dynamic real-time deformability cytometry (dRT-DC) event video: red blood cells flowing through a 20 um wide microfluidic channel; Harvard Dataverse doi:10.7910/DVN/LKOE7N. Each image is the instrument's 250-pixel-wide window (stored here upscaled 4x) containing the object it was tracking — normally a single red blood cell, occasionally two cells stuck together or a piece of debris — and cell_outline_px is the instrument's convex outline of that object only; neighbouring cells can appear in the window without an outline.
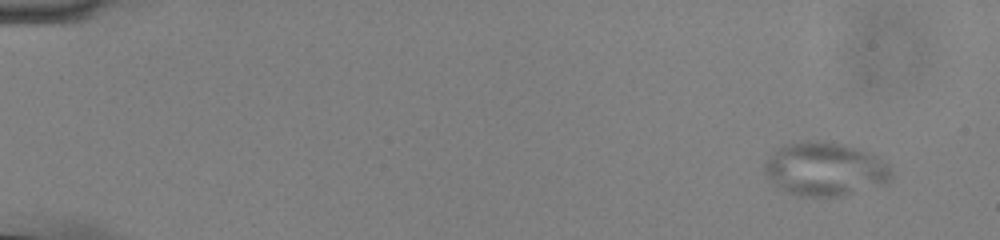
{"species": "common noctule bat (a hibernating species)", "species_latin": "Nyctalus noctula", "temperature_condition": "cold", "stored_images_in_passage": 56, "camera_frame_rate_fps": 3000, "um_per_image_px": 0.085, "animal": {"sex": "male", "body_mass_g": 13.0, "forearm_length_mm": 53.1}, "frame": {"image": 1, "passage_image": 4, "time_ms": 1.0, "image_size_px": [1000, 240], "cell_outline_px": [[892, 176], [888, 184], [844, 196], [796, 196], [776, 188], [768, 176], [764, 168], [768, 160], [776, 148], [784, 144], [800, 140], [808, 140], [844, 144], [880, 156], [888, 164], [892, 172]], "centroid_in_image_um": [70.17, 14.38], "position_along_channel_um": 14.8, "area_um2": 40.17}}
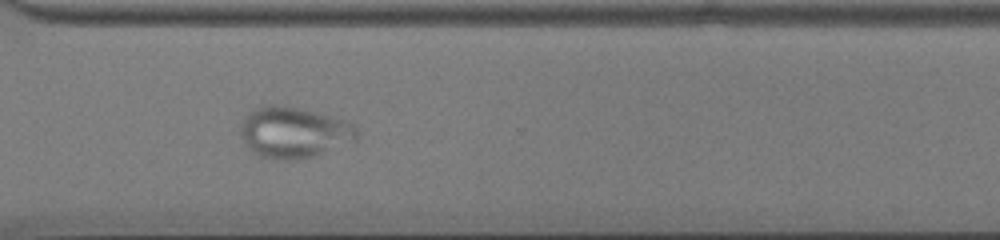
{"frame": {"image": 2, "passage_image": 42, "time_ms": 13.667, "image_size_px": [1000, 240], "cell_outline_px": [[360, 132], [356, 140], [312, 156], [296, 160], [272, 160], [260, 156], [248, 148], [244, 144], [240, 136], [240, 128], [248, 112], [252, 108], [264, 104], [280, 104], [300, 108], [316, 112], [344, 120], [352, 124]], "centroid_in_image_um": [24.92, 11.24], "position_along_channel_um": 345.7, "area_um2": 34.85}}
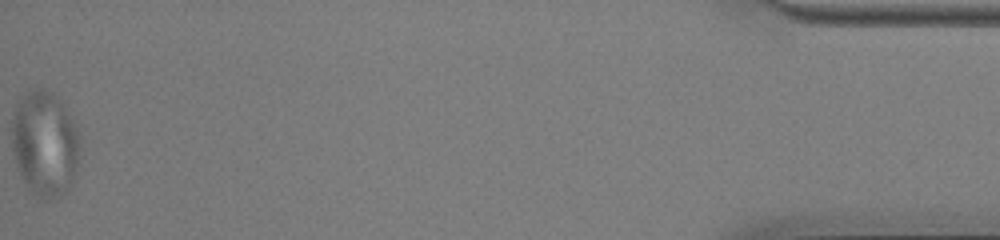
{"frame": {"image": 3, "passage_image": 56, "time_ms": 18.333, "image_size_px": [1000, 240], "cell_outline_px": [[80, 164], [76, 176], [68, 188], [60, 196], [48, 200], [36, 196], [28, 188], [16, 168], [12, 148], [12, 116], [16, 100], [28, 88], [40, 88], [56, 96], [64, 104], [76, 128], [80, 156]], "centroid_in_image_um": [3.79, 12.2], "position_along_channel_um": 431.4, "area_um2": 42.48}}